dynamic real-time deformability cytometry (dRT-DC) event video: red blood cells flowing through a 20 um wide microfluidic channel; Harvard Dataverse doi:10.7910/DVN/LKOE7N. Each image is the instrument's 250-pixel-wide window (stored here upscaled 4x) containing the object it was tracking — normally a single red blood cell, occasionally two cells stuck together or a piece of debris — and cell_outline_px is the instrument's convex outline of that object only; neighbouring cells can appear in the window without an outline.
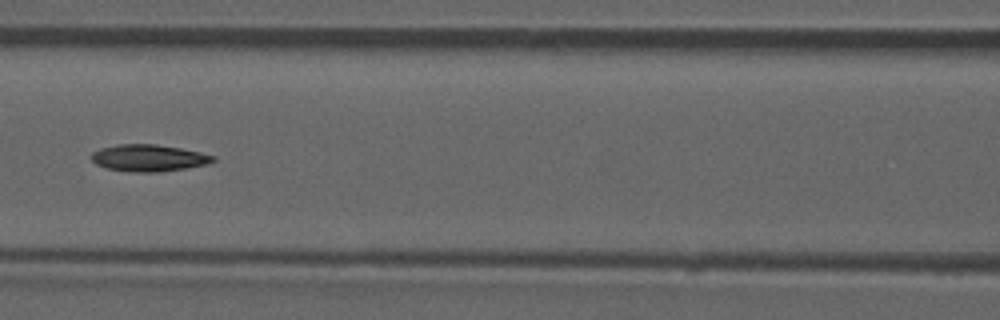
{"species": "common noctule bat (a hibernating species)", "species_latin": "Nyctalus noctula", "temperature_condition": "room temperature", "stored_images_in_passage": 8, "camera_frame_rate_fps": 3000, "um_per_image_px": 0.085, "animal": {"sex": "male", "forearm_length_mm": 52.5}, "frame": {"image": 1, "passage_image": 7, "time_ms": 7.0, "image_size_px": [1000, 320], "cell_outline_px": [[216, 160], [204, 164], [184, 168], [160, 172], [132, 172], [104, 168], [96, 164], [92, 160], [92, 152], [100, 148], [116, 144], [156, 144], [180, 148], [200, 152], [216, 156]], "centroid_in_image_um": [12.6, 13.42], "position_along_channel_um": 154.0, "area_um2": 19.02}}